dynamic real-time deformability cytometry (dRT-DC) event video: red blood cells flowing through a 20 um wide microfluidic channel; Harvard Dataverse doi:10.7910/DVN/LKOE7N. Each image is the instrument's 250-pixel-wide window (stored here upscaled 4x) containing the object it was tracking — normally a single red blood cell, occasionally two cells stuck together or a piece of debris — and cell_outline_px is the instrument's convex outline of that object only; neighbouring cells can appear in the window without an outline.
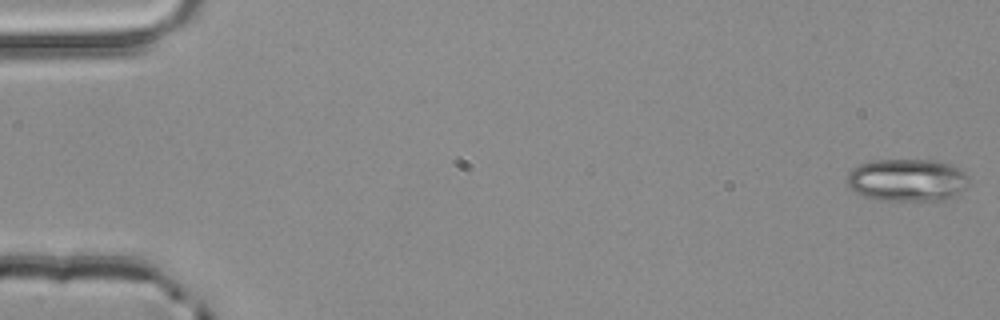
{"species": "common noctule bat (a hibernating species)", "species_latin": "Nyctalus noctula", "temperature_condition": "room temperature", "stored_images_in_passage": 4, "camera_frame_rate_fps": 3000, "um_per_image_px": 0.085, "animal": {"sex": "male", "body_mass_g": 20.4}, "frame": {"image": 1, "passage_image": 1, "time_ms": 0.0, "image_size_px": [1000, 320], "cell_outline_px": [[968, 180], [964, 188], [956, 196], [944, 200], [880, 200], [864, 196], [848, 188], [844, 184], [848, 172], [852, 168], [860, 164], [872, 160], [936, 160], [952, 164], [960, 168], [968, 176]], "centroid_in_image_um": [77.08, 15.3], "position_along_channel_um": 7.9, "area_um2": 30.58}}